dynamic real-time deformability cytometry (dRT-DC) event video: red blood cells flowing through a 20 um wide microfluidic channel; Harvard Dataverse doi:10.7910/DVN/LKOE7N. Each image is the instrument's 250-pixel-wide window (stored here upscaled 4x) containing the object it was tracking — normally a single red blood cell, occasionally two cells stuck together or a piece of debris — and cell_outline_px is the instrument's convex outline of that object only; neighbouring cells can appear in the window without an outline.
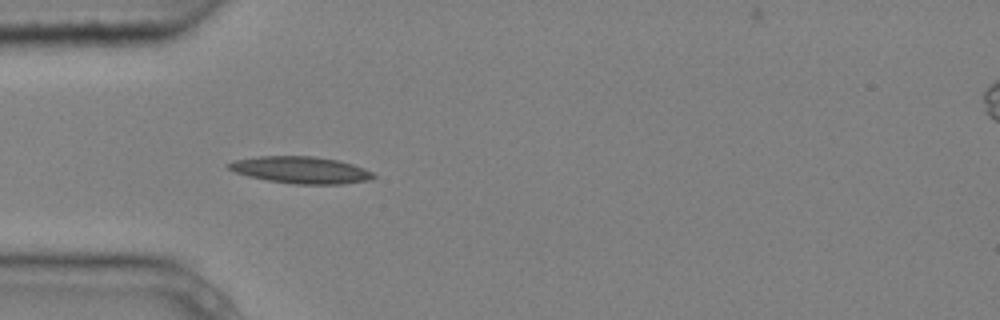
{"species": "common noctule bat (a hibernating species)", "species_latin": "Nyctalus noctula", "temperature_condition": "cold", "stored_images_in_passage": 4, "camera_frame_rate_fps": 3000, "um_per_image_px": 0.085, "animal": {"sex": "male", "body_mass_g": 20.4}, "frame": {"image": 1, "passage_image": 3, "time_ms": 0.667, "image_size_px": [1000, 320], "cell_outline_px": [[376, 176], [368, 180], [344, 184], [296, 184], [268, 180], [248, 176], [236, 172], [228, 168], [224, 164], [236, 160], [260, 156], [312, 156], [340, 160], [364, 168], [372, 172]], "centroid_in_image_um": [25.58, 14.44], "position_along_channel_um": 59.4, "area_um2": 22.6}}